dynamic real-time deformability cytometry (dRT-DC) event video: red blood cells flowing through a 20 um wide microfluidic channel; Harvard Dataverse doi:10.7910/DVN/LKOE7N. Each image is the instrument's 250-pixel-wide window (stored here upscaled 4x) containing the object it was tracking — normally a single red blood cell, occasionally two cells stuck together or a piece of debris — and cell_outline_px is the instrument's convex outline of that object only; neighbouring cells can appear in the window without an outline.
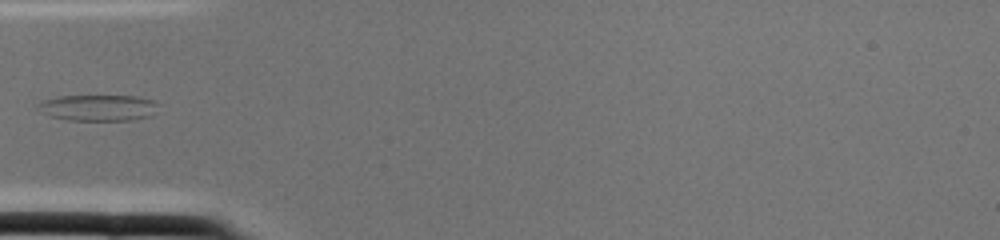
{"species": "common noctule bat (a hibernating species)", "species_latin": "Nyctalus noctula", "temperature_condition": "cold", "stored_images_in_passage": 1, "camera_frame_rate_fps": 3000, "um_per_image_px": 0.085, "animal": {"sex": "female", "body_mass_g": 22.0, "forearm_length_mm": 56.7}, "frame": {"image": 1, "passage_image": 1, "time_ms": 0.0, "image_size_px": [1000, 240], "cell_outline_px": [[160, 104], [152, 116], [132, 120], [68, 120], [48, 116], [40, 112], [36, 104], [44, 100], [60, 96], [136, 96], [152, 100]], "centroid_in_image_um": [8.35, 9.16], "position_along_channel_um": 76.6, "area_um2": 18.5}}